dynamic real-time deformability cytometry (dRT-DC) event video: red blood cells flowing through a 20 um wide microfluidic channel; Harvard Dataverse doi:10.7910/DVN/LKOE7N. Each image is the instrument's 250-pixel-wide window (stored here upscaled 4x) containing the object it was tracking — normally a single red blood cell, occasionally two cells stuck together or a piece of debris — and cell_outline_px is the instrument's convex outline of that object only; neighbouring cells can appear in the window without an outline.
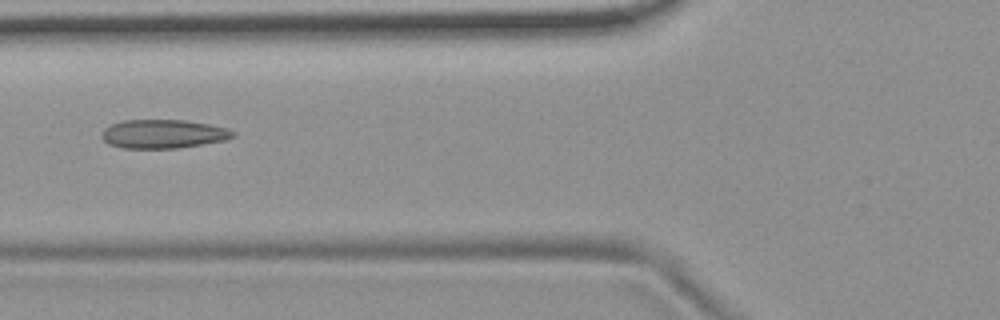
{"species": "common noctule bat (a hibernating species)", "species_latin": "Nyctalus noctula", "temperature_condition": "room temperature", "stored_images_in_passage": 3, "camera_frame_rate_fps": 3000, "um_per_image_px": 0.085, "animal": {"sex": "female", "body_mass_g": 19.9}, "frame": {"image": 1, "passage_image": 3, "time_ms": 0.667, "image_size_px": [1000, 320], "cell_outline_px": [[236, 136], [224, 140], [204, 144], [176, 148], [124, 148], [108, 144], [100, 136], [100, 132], [104, 128], [112, 124], [124, 120], [184, 120], [208, 124], [228, 128], [236, 132]], "centroid_in_image_um": [13.87, 11.38], "position_along_channel_um": 111.9, "area_um2": 22.08}}